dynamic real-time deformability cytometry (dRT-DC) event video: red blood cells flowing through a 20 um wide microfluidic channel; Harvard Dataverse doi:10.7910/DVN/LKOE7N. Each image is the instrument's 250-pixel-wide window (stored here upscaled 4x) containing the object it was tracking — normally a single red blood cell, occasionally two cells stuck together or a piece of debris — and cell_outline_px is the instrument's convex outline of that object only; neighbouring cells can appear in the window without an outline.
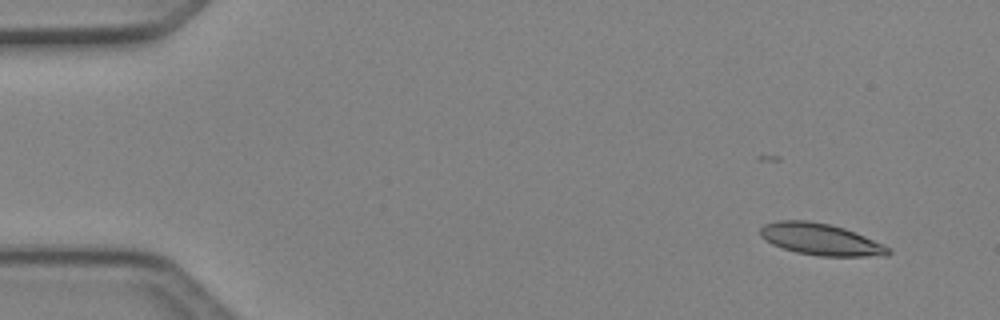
{"species": "Egyptian fruit bat (a non-hibernating species)", "species_latin": "Rousettus aegyptiacus", "temperature_condition": "cold", "stored_images_in_passage": 3, "segment_of_instrument_passage": [2, 2], "camera_frame_rate_fps": 3000, "um_per_image_px": 0.085, "animal": {"sex": "female"}, "frame": {"image": 1, "passage_image": 3, "time_ms": 0.667, "image_size_px": [1000, 320], "cell_outline_px": [[892, 252], [888, 256], [820, 256], [796, 252], [772, 244], [760, 236], [760, 228], [764, 224], [776, 220], [808, 220], [828, 224], [844, 228], [864, 236], [888, 248]], "centroid_in_image_um": [69.71, 20.34], "position_along_channel_um": 15.3, "area_um2": 23.41}}